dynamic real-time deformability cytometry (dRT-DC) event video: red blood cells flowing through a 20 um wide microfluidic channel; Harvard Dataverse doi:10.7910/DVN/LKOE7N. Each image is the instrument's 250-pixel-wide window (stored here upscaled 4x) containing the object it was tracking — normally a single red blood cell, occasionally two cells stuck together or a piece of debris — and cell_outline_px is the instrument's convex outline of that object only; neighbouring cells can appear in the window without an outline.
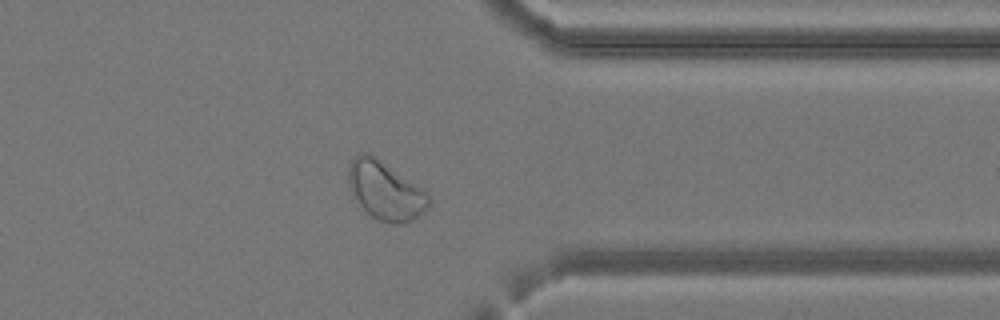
{"species": "common noctule bat (a hibernating species)", "species_latin": "Nyctalus noctula", "temperature_condition": "cold", "stored_images_in_passage": 28, "camera_frame_rate_fps": 3000, "um_per_image_px": 0.085, "animal": {"sex": "female", "body_mass_g": 24.6, "forearm_length_mm": 56.2}, "frame": {"image": 1, "passage_image": 20, "time_ms": 6.333, "image_size_px": [1000, 320], "cell_outline_px": [[428, 208], [424, 212], [412, 220], [400, 224], [396, 224], [380, 220], [372, 216], [360, 204], [348, 184], [348, 168], [352, 160], [360, 152], [372, 152], [424, 188], [428, 192]], "centroid_in_image_um": [32.78, 16.14], "position_along_channel_um": 378.6, "area_um2": 27.51}}